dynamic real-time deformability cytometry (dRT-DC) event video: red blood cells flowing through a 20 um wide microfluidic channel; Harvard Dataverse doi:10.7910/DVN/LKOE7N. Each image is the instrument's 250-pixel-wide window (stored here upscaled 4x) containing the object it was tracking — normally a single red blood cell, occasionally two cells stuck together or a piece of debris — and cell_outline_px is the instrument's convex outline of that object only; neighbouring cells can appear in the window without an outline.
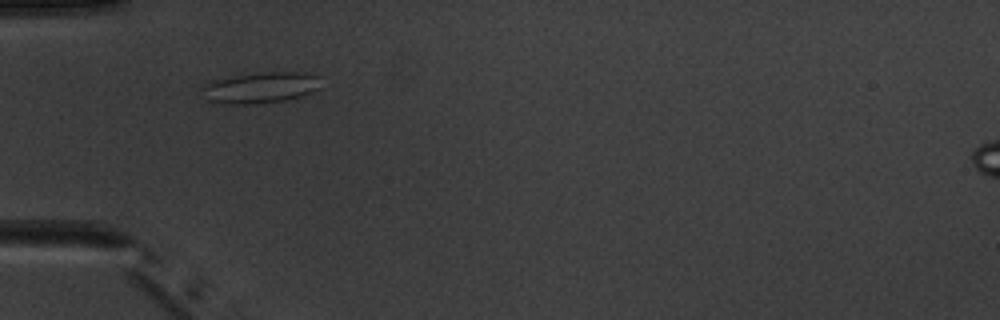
{"species": "common noctule bat (a hibernating species)", "species_latin": "Nyctalus noctula", "temperature_condition": "warm", "stored_images_in_passage": 1, "camera_frame_rate_fps": 3000, "um_per_image_px": 0.085, "animal": {"sex": "male", "body_mass_g": 20.1, "forearm_length_mm": 53.5}, "frame": {"image": 1, "passage_image": 1, "time_ms": 0.0, "image_size_px": [1000, 320], "cell_outline_px": [[320, 88], [300, 96], [284, 100], [256, 104], [224, 104], [208, 100], [200, 88], [216, 80], [232, 76], [256, 72], [300, 72], [316, 76]], "centroid_in_image_um": [22.11, 7.45], "position_along_channel_um": 62.9, "area_um2": 21.15}}